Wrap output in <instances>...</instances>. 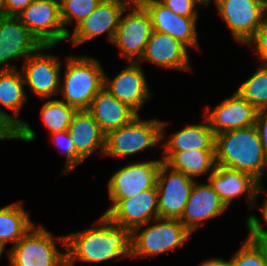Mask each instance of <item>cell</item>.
Segmentation results:
<instances>
[{
	"label": "cell",
	"mask_w": 267,
	"mask_h": 266,
	"mask_svg": "<svg viewBox=\"0 0 267 266\" xmlns=\"http://www.w3.org/2000/svg\"><path fill=\"white\" fill-rule=\"evenodd\" d=\"M208 181L227 207L233 198L247 191L251 209L255 205L256 196L263 191L262 184L250 174L224 166L216 165L215 170L208 176Z\"/></svg>",
	"instance_id": "ac0fdd59"
},
{
	"label": "cell",
	"mask_w": 267,
	"mask_h": 266,
	"mask_svg": "<svg viewBox=\"0 0 267 266\" xmlns=\"http://www.w3.org/2000/svg\"><path fill=\"white\" fill-rule=\"evenodd\" d=\"M98 226L68 236L57 237L66 247V266L74 261L102 262L118 256H132V234L102 215Z\"/></svg>",
	"instance_id": "6da1fadb"
},
{
	"label": "cell",
	"mask_w": 267,
	"mask_h": 266,
	"mask_svg": "<svg viewBox=\"0 0 267 266\" xmlns=\"http://www.w3.org/2000/svg\"><path fill=\"white\" fill-rule=\"evenodd\" d=\"M159 1L178 15L198 18V14L194 9L196 4L192 0H159Z\"/></svg>",
	"instance_id": "e575fe53"
},
{
	"label": "cell",
	"mask_w": 267,
	"mask_h": 266,
	"mask_svg": "<svg viewBox=\"0 0 267 266\" xmlns=\"http://www.w3.org/2000/svg\"><path fill=\"white\" fill-rule=\"evenodd\" d=\"M195 4H204L205 6L211 2V0H192ZM215 4L217 5L218 0H214Z\"/></svg>",
	"instance_id": "60d3db41"
},
{
	"label": "cell",
	"mask_w": 267,
	"mask_h": 266,
	"mask_svg": "<svg viewBox=\"0 0 267 266\" xmlns=\"http://www.w3.org/2000/svg\"><path fill=\"white\" fill-rule=\"evenodd\" d=\"M200 266H232V262L231 260L225 261L219 258L218 259L215 258V259H209L205 261Z\"/></svg>",
	"instance_id": "f35d334b"
},
{
	"label": "cell",
	"mask_w": 267,
	"mask_h": 266,
	"mask_svg": "<svg viewBox=\"0 0 267 266\" xmlns=\"http://www.w3.org/2000/svg\"><path fill=\"white\" fill-rule=\"evenodd\" d=\"M157 198L158 191L155 186L139 192L133 197L119 199L104 215L115 224L137 232V230L148 224L151 218L159 217Z\"/></svg>",
	"instance_id": "8fae6325"
},
{
	"label": "cell",
	"mask_w": 267,
	"mask_h": 266,
	"mask_svg": "<svg viewBox=\"0 0 267 266\" xmlns=\"http://www.w3.org/2000/svg\"><path fill=\"white\" fill-rule=\"evenodd\" d=\"M133 0H101L94 11L75 26L72 34L74 45H80L102 33L108 32L113 42L121 14L126 8L131 9Z\"/></svg>",
	"instance_id": "4fadbf2b"
},
{
	"label": "cell",
	"mask_w": 267,
	"mask_h": 266,
	"mask_svg": "<svg viewBox=\"0 0 267 266\" xmlns=\"http://www.w3.org/2000/svg\"><path fill=\"white\" fill-rule=\"evenodd\" d=\"M216 6L234 38L242 44H248L267 18L263 0H218Z\"/></svg>",
	"instance_id": "30bf717a"
},
{
	"label": "cell",
	"mask_w": 267,
	"mask_h": 266,
	"mask_svg": "<svg viewBox=\"0 0 267 266\" xmlns=\"http://www.w3.org/2000/svg\"><path fill=\"white\" fill-rule=\"evenodd\" d=\"M100 2L101 0H60V17L63 26L74 20L77 26L94 11Z\"/></svg>",
	"instance_id": "f546056e"
},
{
	"label": "cell",
	"mask_w": 267,
	"mask_h": 266,
	"mask_svg": "<svg viewBox=\"0 0 267 266\" xmlns=\"http://www.w3.org/2000/svg\"><path fill=\"white\" fill-rule=\"evenodd\" d=\"M76 152L85 160L94 150L105 152L106 135L88 110H77L68 127Z\"/></svg>",
	"instance_id": "603a6c76"
},
{
	"label": "cell",
	"mask_w": 267,
	"mask_h": 266,
	"mask_svg": "<svg viewBox=\"0 0 267 266\" xmlns=\"http://www.w3.org/2000/svg\"><path fill=\"white\" fill-rule=\"evenodd\" d=\"M56 145L66 155V166L64 173L70 172L73 168L78 166L84 159L76 152L75 145L69 135L68 130L51 134Z\"/></svg>",
	"instance_id": "4dcf8cb0"
},
{
	"label": "cell",
	"mask_w": 267,
	"mask_h": 266,
	"mask_svg": "<svg viewBox=\"0 0 267 266\" xmlns=\"http://www.w3.org/2000/svg\"><path fill=\"white\" fill-rule=\"evenodd\" d=\"M5 16L4 6H3V0H0V17Z\"/></svg>",
	"instance_id": "b9f144b4"
},
{
	"label": "cell",
	"mask_w": 267,
	"mask_h": 266,
	"mask_svg": "<svg viewBox=\"0 0 267 266\" xmlns=\"http://www.w3.org/2000/svg\"><path fill=\"white\" fill-rule=\"evenodd\" d=\"M21 139V127L12 119V115L0 109V140Z\"/></svg>",
	"instance_id": "836d02e7"
},
{
	"label": "cell",
	"mask_w": 267,
	"mask_h": 266,
	"mask_svg": "<svg viewBox=\"0 0 267 266\" xmlns=\"http://www.w3.org/2000/svg\"><path fill=\"white\" fill-rule=\"evenodd\" d=\"M140 60L172 69L189 70L188 47L166 33L152 31Z\"/></svg>",
	"instance_id": "44dd1931"
},
{
	"label": "cell",
	"mask_w": 267,
	"mask_h": 266,
	"mask_svg": "<svg viewBox=\"0 0 267 266\" xmlns=\"http://www.w3.org/2000/svg\"><path fill=\"white\" fill-rule=\"evenodd\" d=\"M230 260L232 266H267L261 252L248 238Z\"/></svg>",
	"instance_id": "1f68e13d"
},
{
	"label": "cell",
	"mask_w": 267,
	"mask_h": 266,
	"mask_svg": "<svg viewBox=\"0 0 267 266\" xmlns=\"http://www.w3.org/2000/svg\"><path fill=\"white\" fill-rule=\"evenodd\" d=\"M254 43L255 49L258 52V56L263 61L262 65H267V18L262 25L256 30L254 37L248 42V44Z\"/></svg>",
	"instance_id": "d590c367"
},
{
	"label": "cell",
	"mask_w": 267,
	"mask_h": 266,
	"mask_svg": "<svg viewBox=\"0 0 267 266\" xmlns=\"http://www.w3.org/2000/svg\"><path fill=\"white\" fill-rule=\"evenodd\" d=\"M88 111L105 135L130 123L138 115L133 108L120 102L105 88L94 97Z\"/></svg>",
	"instance_id": "7402d4cb"
},
{
	"label": "cell",
	"mask_w": 267,
	"mask_h": 266,
	"mask_svg": "<svg viewBox=\"0 0 267 266\" xmlns=\"http://www.w3.org/2000/svg\"><path fill=\"white\" fill-rule=\"evenodd\" d=\"M151 18L152 31L169 34L184 45L198 48L197 18L185 17L171 11L159 0H138Z\"/></svg>",
	"instance_id": "e0dca14e"
},
{
	"label": "cell",
	"mask_w": 267,
	"mask_h": 266,
	"mask_svg": "<svg viewBox=\"0 0 267 266\" xmlns=\"http://www.w3.org/2000/svg\"><path fill=\"white\" fill-rule=\"evenodd\" d=\"M155 225L146 227L142 232L132 234V257H156L166 251H172L191 235V232L179 219L155 218Z\"/></svg>",
	"instance_id": "8992f818"
},
{
	"label": "cell",
	"mask_w": 267,
	"mask_h": 266,
	"mask_svg": "<svg viewBox=\"0 0 267 266\" xmlns=\"http://www.w3.org/2000/svg\"><path fill=\"white\" fill-rule=\"evenodd\" d=\"M264 6L267 9V0H263Z\"/></svg>",
	"instance_id": "ee69618b"
},
{
	"label": "cell",
	"mask_w": 267,
	"mask_h": 266,
	"mask_svg": "<svg viewBox=\"0 0 267 266\" xmlns=\"http://www.w3.org/2000/svg\"><path fill=\"white\" fill-rule=\"evenodd\" d=\"M215 156L216 165L248 173L262 183L267 157L256 125L216 135Z\"/></svg>",
	"instance_id": "7a4b0ae2"
},
{
	"label": "cell",
	"mask_w": 267,
	"mask_h": 266,
	"mask_svg": "<svg viewBox=\"0 0 267 266\" xmlns=\"http://www.w3.org/2000/svg\"><path fill=\"white\" fill-rule=\"evenodd\" d=\"M33 226L20 202L0 208V244L4 247L10 241L15 245Z\"/></svg>",
	"instance_id": "4316f807"
},
{
	"label": "cell",
	"mask_w": 267,
	"mask_h": 266,
	"mask_svg": "<svg viewBox=\"0 0 267 266\" xmlns=\"http://www.w3.org/2000/svg\"><path fill=\"white\" fill-rule=\"evenodd\" d=\"M34 0H3L5 16H18Z\"/></svg>",
	"instance_id": "74e56055"
},
{
	"label": "cell",
	"mask_w": 267,
	"mask_h": 266,
	"mask_svg": "<svg viewBox=\"0 0 267 266\" xmlns=\"http://www.w3.org/2000/svg\"><path fill=\"white\" fill-rule=\"evenodd\" d=\"M249 230L248 239L261 252L264 261L267 263V230H263L258 217L251 215L246 220Z\"/></svg>",
	"instance_id": "d6a6232c"
},
{
	"label": "cell",
	"mask_w": 267,
	"mask_h": 266,
	"mask_svg": "<svg viewBox=\"0 0 267 266\" xmlns=\"http://www.w3.org/2000/svg\"><path fill=\"white\" fill-rule=\"evenodd\" d=\"M165 122L143 121L139 114L128 124L106 135L104 156H126L156 145L163 137Z\"/></svg>",
	"instance_id": "277c9868"
},
{
	"label": "cell",
	"mask_w": 267,
	"mask_h": 266,
	"mask_svg": "<svg viewBox=\"0 0 267 266\" xmlns=\"http://www.w3.org/2000/svg\"><path fill=\"white\" fill-rule=\"evenodd\" d=\"M194 183L193 178L162 162L156 182L159 217L180 219Z\"/></svg>",
	"instance_id": "ba28073f"
},
{
	"label": "cell",
	"mask_w": 267,
	"mask_h": 266,
	"mask_svg": "<svg viewBox=\"0 0 267 266\" xmlns=\"http://www.w3.org/2000/svg\"><path fill=\"white\" fill-rule=\"evenodd\" d=\"M103 88L120 102L128 104L137 113L145 100L151 96L145 75L141 70L140 61L131 62L130 66L116 75L113 80H109L104 73Z\"/></svg>",
	"instance_id": "d6986e66"
},
{
	"label": "cell",
	"mask_w": 267,
	"mask_h": 266,
	"mask_svg": "<svg viewBox=\"0 0 267 266\" xmlns=\"http://www.w3.org/2000/svg\"><path fill=\"white\" fill-rule=\"evenodd\" d=\"M53 46H43L30 55L24 62L22 71L24 83L28 84L35 95L45 99L57 95L60 89L61 62L52 55L41 54Z\"/></svg>",
	"instance_id": "9a60e30c"
},
{
	"label": "cell",
	"mask_w": 267,
	"mask_h": 266,
	"mask_svg": "<svg viewBox=\"0 0 267 266\" xmlns=\"http://www.w3.org/2000/svg\"><path fill=\"white\" fill-rule=\"evenodd\" d=\"M43 46H55L70 32L60 17V0H34L18 16Z\"/></svg>",
	"instance_id": "52a82bcc"
},
{
	"label": "cell",
	"mask_w": 267,
	"mask_h": 266,
	"mask_svg": "<svg viewBox=\"0 0 267 266\" xmlns=\"http://www.w3.org/2000/svg\"><path fill=\"white\" fill-rule=\"evenodd\" d=\"M257 110L267 109V65H262L236 91Z\"/></svg>",
	"instance_id": "83f0119b"
},
{
	"label": "cell",
	"mask_w": 267,
	"mask_h": 266,
	"mask_svg": "<svg viewBox=\"0 0 267 266\" xmlns=\"http://www.w3.org/2000/svg\"><path fill=\"white\" fill-rule=\"evenodd\" d=\"M52 234L34 225L8 253L10 266H66V252L56 248Z\"/></svg>",
	"instance_id": "5b68a950"
},
{
	"label": "cell",
	"mask_w": 267,
	"mask_h": 266,
	"mask_svg": "<svg viewBox=\"0 0 267 266\" xmlns=\"http://www.w3.org/2000/svg\"><path fill=\"white\" fill-rule=\"evenodd\" d=\"M204 118L206 124L189 125L173 134L164 143V151L215 150V135L207 118Z\"/></svg>",
	"instance_id": "484cf974"
},
{
	"label": "cell",
	"mask_w": 267,
	"mask_h": 266,
	"mask_svg": "<svg viewBox=\"0 0 267 266\" xmlns=\"http://www.w3.org/2000/svg\"><path fill=\"white\" fill-rule=\"evenodd\" d=\"M42 47L18 17H0V66H4L0 72L15 69L8 61L22 56L27 59Z\"/></svg>",
	"instance_id": "5bb4252c"
},
{
	"label": "cell",
	"mask_w": 267,
	"mask_h": 266,
	"mask_svg": "<svg viewBox=\"0 0 267 266\" xmlns=\"http://www.w3.org/2000/svg\"><path fill=\"white\" fill-rule=\"evenodd\" d=\"M163 154V162L193 179L201 174H211L216 167L215 150L164 151Z\"/></svg>",
	"instance_id": "d4e9b609"
},
{
	"label": "cell",
	"mask_w": 267,
	"mask_h": 266,
	"mask_svg": "<svg viewBox=\"0 0 267 266\" xmlns=\"http://www.w3.org/2000/svg\"><path fill=\"white\" fill-rule=\"evenodd\" d=\"M59 92L64 101L76 110H88L92 100L103 88L104 71L97 60L71 55L67 58L64 81Z\"/></svg>",
	"instance_id": "3957f363"
},
{
	"label": "cell",
	"mask_w": 267,
	"mask_h": 266,
	"mask_svg": "<svg viewBox=\"0 0 267 266\" xmlns=\"http://www.w3.org/2000/svg\"><path fill=\"white\" fill-rule=\"evenodd\" d=\"M22 73L16 69L0 72V104L14 112L12 119L21 127L22 141L31 142L35 139V132L29 124L18 119L15 115L20 113L26 101Z\"/></svg>",
	"instance_id": "cb8c5ba5"
},
{
	"label": "cell",
	"mask_w": 267,
	"mask_h": 266,
	"mask_svg": "<svg viewBox=\"0 0 267 266\" xmlns=\"http://www.w3.org/2000/svg\"><path fill=\"white\" fill-rule=\"evenodd\" d=\"M77 110L61 100H49L41 108V117L51 132L68 130L71 119Z\"/></svg>",
	"instance_id": "f1b7e54d"
},
{
	"label": "cell",
	"mask_w": 267,
	"mask_h": 266,
	"mask_svg": "<svg viewBox=\"0 0 267 266\" xmlns=\"http://www.w3.org/2000/svg\"><path fill=\"white\" fill-rule=\"evenodd\" d=\"M4 248H5V247H4L3 245L0 244V257H1V255H2V253H3Z\"/></svg>",
	"instance_id": "7bdbcfd3"
},
{
	"label": "cell",
	"mask_w": 267,
	"mask_h": 266,
	"mask_svg": "<svg viewBox=\"0 0 267 266\" xmlns=\"http://www.w3.org/2000/svg\"><path fill=\"white\" fill-rule=\"evenodd\" d=\"M264 205L262 206L261 210H262V216H263V221L265 222L266 226H267V198L264 201Z\"/></svg>",
	"instance_id": "ab89813d"
},
{
	"label": "cell",
	"mask_w": 267,
	"mask_h": 266,
	"mask_svg": "<svg viewBox=\"0 0 267 266\" xmlns=\"http://www.w3.org/2000/svg\"><path fill=\"white\" fill-rule=\"evenodd\" d=\"M163 160L136 162L118 170L108 182L109 198L114 205L119 199L130 198L154 188Z\"/></svg>",
	"instance_id": "7c38bea8"
},
{
	"label": "cell",
	"mask_w": 267,
	"mask_h": 266,
	"mask_svg": "<svg viewBox=\"0 0 267 266\" xmlns=\"http://www.w3.org/2000/svg\"><path fill=\"white\" fill-rule=\"evenodd\" d=\"M132 3L133 10L124 17L121 14L113 43L120 48L126 59L139 62L152 32V24L145 7L138 0H133Z\"/></svg>",
	"instance_id": "9c48e42d"
},
{
	"label": "cell",
	"mask_w": 267,
	"mask_h": 266,
	"mask_svg": "<svg viewBox=\"0 0 267 266\" xmlns=\"http://www.w3.org/2000/svg\"><path fill=\"white\" fill-rule=\"evenodd\" d=\"M258 110L235 92L212 112L207 106L204 112L214 135L256 124Z\"/></svg>",
	"instance_id": "2e32d148"
},
{
	"label": "cell",
	"mask_w": 267,
	"mask_h": 266,
	"mask_svg": "<svg viewBox=\"0 0 267 266\" xmlns=\"http://www.w3.org/2000/svg\"><path fill=\"white\" fill-rule=\"evenodd\" d=\"M227 209L209 183H194L179 221L192 233L206 219L219 216Z\"/></svg>",
	"instance_id": "ffe728a7"
},
{
	"label": "cell",
	"mask_w": 267,
	"mask_h": 266,
	"mask_svg": "<svg viewBox=\"0 0 267 266\" xmlns=\"http://www.w3.org/2000/svg\"><path fill=\"white\" fill-rule=\"evenodd\" d=\"M255 125L259 131L261 144L267 157V109L258 110Z\"/></svg>",
	"instance_id": "8d00e7d4"
}]
</instances>
